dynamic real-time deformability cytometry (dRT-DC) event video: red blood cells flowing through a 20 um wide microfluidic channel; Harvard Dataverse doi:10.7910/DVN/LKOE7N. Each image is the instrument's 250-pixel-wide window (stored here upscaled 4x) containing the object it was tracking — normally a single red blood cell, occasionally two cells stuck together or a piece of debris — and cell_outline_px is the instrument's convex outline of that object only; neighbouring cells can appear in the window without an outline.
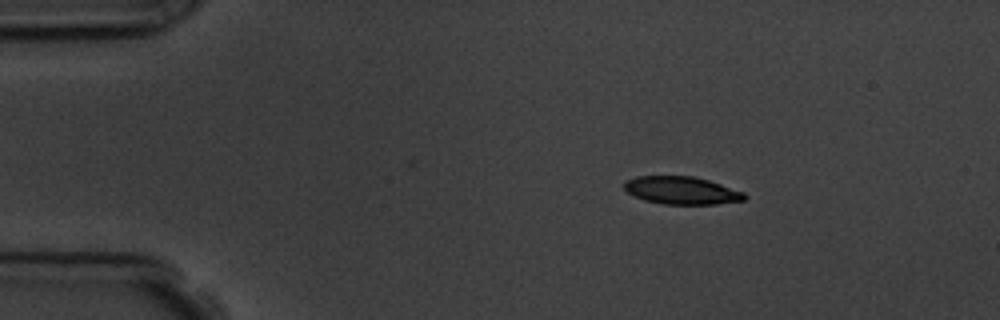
{"species": "common noctule bat (a hibernating species)", "species_latin": "Nyctalus noctula", "temperature_condition": "room temperature", "stored_images_in_passage": 50, "camera_frame_rate_fps": 3000, "um_per_image_px": 0.085, "animal": {"sex": "male", "body_mass_g": 19.5, "forearm_length_mm": 54.6}, "frame": {"image": 1, "passage_image": 3, "time_ms": 0.667, "image_size_px": [1000, 320], "cell_outline_px": [[748, 196], [744, 200], [716, 204], [664, 204], [644, 200], [628, 192], [624, 188], [624, 180], [636, 176], [692, 176], [708, 180], [744, 192]], "centroid_in_image_um": [57.93, 16.18], "position_along_channel_um": 27.1, "area_um2": 19.36}}
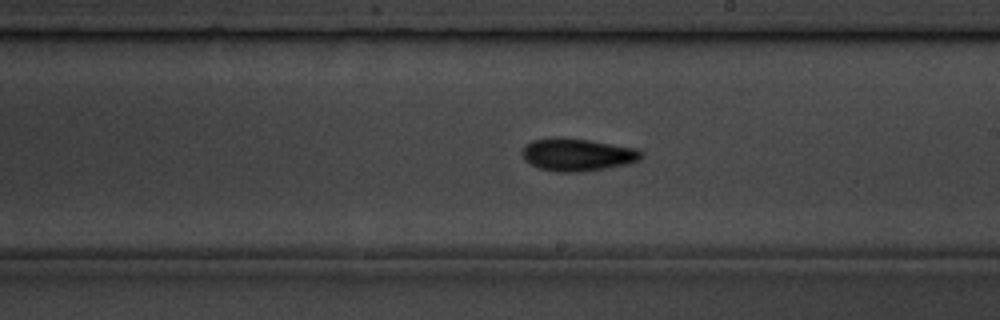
{"frame": {"image": 2, "passage_image": 26, "time_ms": 8.333, "image_size_px": [1000, 320], "cell_outline_px": [[640, 160], [628, 164], [608, 168], [580, 172], [556, 172], [540, 168], [524, 160], [520, 152], [532, 140], [588, 140], [636, 148], [640, 152]], "centroid_in_image_um": [49.1, 13.2], "position_along_channel_um": 239.9, "area_um2": 21.79}}
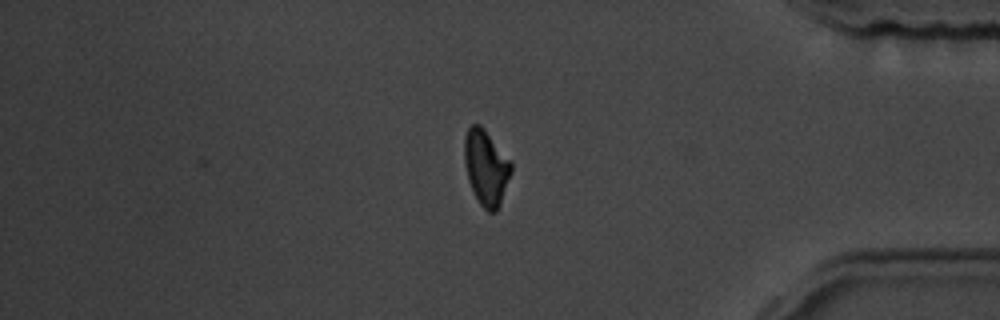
{"frame": {"image": 3, "passage_image": 41, "time_ms": 13.333, "image_size_px": [1000, 320], "cell_outline_px": [[512, 172], [500, 204], [496, 212], [488, 212], [480, 204], [468, 180], [464, 160], [464, 136], [468, 128], [472, 124], [480, 124], [484, 128], [512, 160]], "centroid_in_image_um": [41.33, 14.2], "position_along_channel_um": 393.9, "area_um2": 20.75}, "authors_computed_cell_mechanics": {"area_um2": 20.8658, "velocity_mm_per_s": 3.6173, "shape_relaxation_time_tau1_ms": 5.8627, "shape_relaxation_time_tau2_ms": 4.2929, "deformation_change_tau1": 0.16, "deformation_change_tau2": 0.093}}